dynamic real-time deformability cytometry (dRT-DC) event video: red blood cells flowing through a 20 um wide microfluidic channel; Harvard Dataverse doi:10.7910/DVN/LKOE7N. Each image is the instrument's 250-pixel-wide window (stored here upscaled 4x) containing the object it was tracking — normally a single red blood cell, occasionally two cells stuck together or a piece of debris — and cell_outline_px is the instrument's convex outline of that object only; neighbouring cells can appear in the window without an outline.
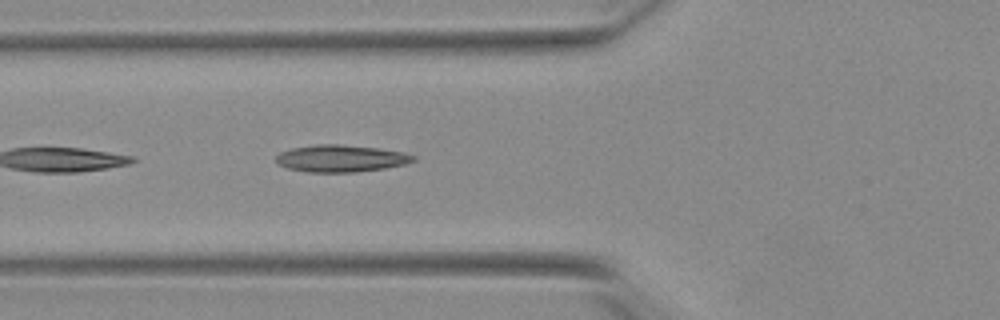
{"species": "Egyptian fruit bat (a non-hibernating species)", "species_latin": "Rousettus aegyptiacus", "temperature_condition": "warm", "stored_images_in_passage": 39, "camera_frame_rate_fps": 3000, "um_per_image_px": 0.085, "animal": {"sex": "female"}, "frame": {"image": 1, "passage_image": 6, "time_ms": 1.667, "image_size_px": [1000, 320], "cell_outline_px": [[416, 160], [404, 164], [384, 168], [356, 172], [308, 172], [288, 168], [276, 164], [276, 156], [280, 152], [292, 148], [316, 144], [340, 144], [380, 148], [404, 152], [416, 156]], "centroid_in_image_um": [28.97, 13.46], "position_along_channel_um": 96.8, "area_um2": 21.73}}
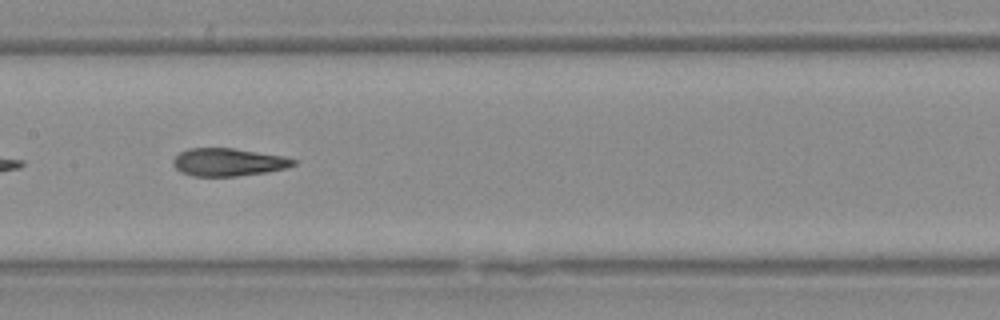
{"frame": {"image": 2, "passage_image": 13, "time_ms": 4.0, "image_size_px": [1000, 320], "cell_outline_px": [[296, 164], [284, 168], [264, 172], [236, 176], [192, 176], [180, 172], [172, 164], [172, 160], [180, 152], [188, 148], [232, 148], [284, 156], [296, 160]], "centroid_in_image_um": [19.35, 13.78], "position_along_channel_um": 188.0, "area_um2": 19.36}}
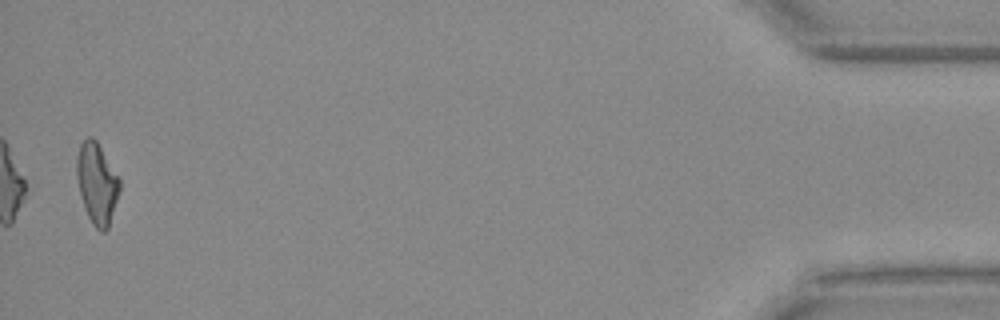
{"frame": {"image": 3, "passage_image": 38, "time_ms": 12.333, "image_size_px": [1000, 320], "cell_outline_px": [[120, 188], [108, 228], [104, 232], [100, 232], [92, 224], [84, 208], [80, 196], [76, 172], [76, 156], [80, 144], [88, 136], [92, 136], [96, 140], [120, 180]], "centroid_in_image_um": [8.21, 15.59], "position_along_channel_um": 427.0, "area_um2": 20.11}, "authors_computed_cell_mechanics": {"area_um2": 19.9988, "velocity_mm_per_s": 3.887, "shape_relaxation_time_tau1_ms": null, "shape_relaxation_time_tau2_ms": 1.9337, "deformation_change_tau1": null, "deformation_change_tau2": 0.0923}}